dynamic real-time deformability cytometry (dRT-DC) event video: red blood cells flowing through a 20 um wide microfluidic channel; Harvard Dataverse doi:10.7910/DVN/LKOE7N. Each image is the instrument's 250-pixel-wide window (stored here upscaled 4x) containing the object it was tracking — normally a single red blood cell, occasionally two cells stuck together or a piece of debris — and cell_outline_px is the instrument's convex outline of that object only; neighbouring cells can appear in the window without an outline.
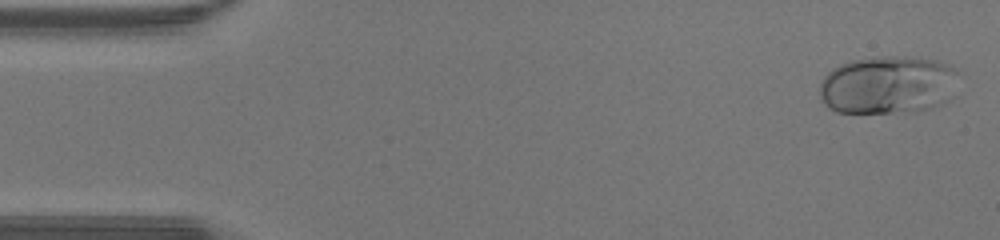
{"species": "human", "species_latin": "Homo sapiens", "temperature_condition": "warm", "stored_images_in_passage": 46, "camera_frame_rate_fps": 3000, "um_per_image_px": 0.085, "donor": {"sex": "male"}, "frame": {"image": 1, "passage_image": 2, "time_ms": 0.333, "image_size_px": [1000, 240], "cell_outline_px": [[956, 72], [948, 100], [932, 108], [916, 112], [836, 112], [828, 108], [824, 104], [820, 96], [820, 84], [824, 76], [832, 68], [840, 64], [852, 60], [884, 56], [896, 56], [932, 60], [944, 64], [952, 68]], "centroid_in_image_um": [75.38, 7.24], "position_along_channel_um": 9.6, "area_um2": 46.53}}
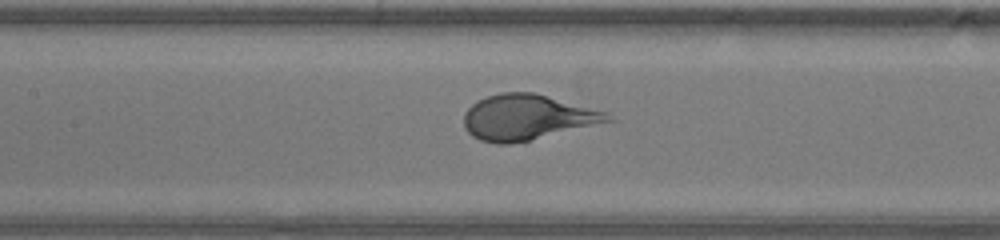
{"frame": {"image": 2, "passage_image": 21, "time_ms": 6.667, "image_size_px": [1000, 240], "cell_outline_px": [[616, 120], [528, 140], [508, 144], [496, 144], [480, 140], [472, 136], [464, 128], [464, 112], [472, 104], [488, 96], [500, 92], [532, 92], [608, 112]], "centroid_in_image_um": [44.8, 9.97], "position_along_channel_um": 162.6, "area_um2": 37.74}}
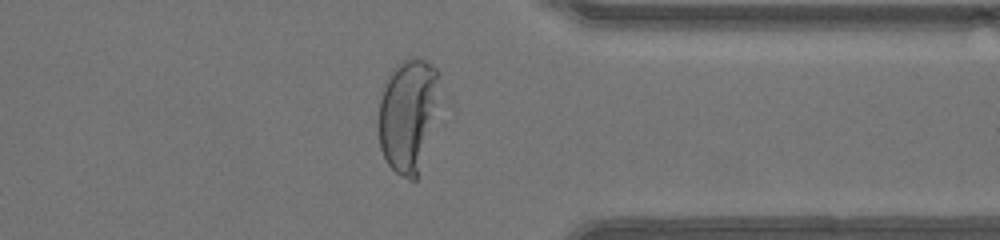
{"frame": {"image": 3, "passage_image": 36, "time_ms": 11.667, "image_size_px": [1000, 240], "cell_outline_px": [[436, 104], [416, 180], [408, 180], [400, 176], [388, 164], [380, 148], [380, 100], [384, 80], [392, 68], [396, 64], [404, 60], [424, 60], [436, 68]], "centroid_in_image_um": [34.6, 9.77], "position_along_channel_um": 376.8, "area_um2": 38.38}}